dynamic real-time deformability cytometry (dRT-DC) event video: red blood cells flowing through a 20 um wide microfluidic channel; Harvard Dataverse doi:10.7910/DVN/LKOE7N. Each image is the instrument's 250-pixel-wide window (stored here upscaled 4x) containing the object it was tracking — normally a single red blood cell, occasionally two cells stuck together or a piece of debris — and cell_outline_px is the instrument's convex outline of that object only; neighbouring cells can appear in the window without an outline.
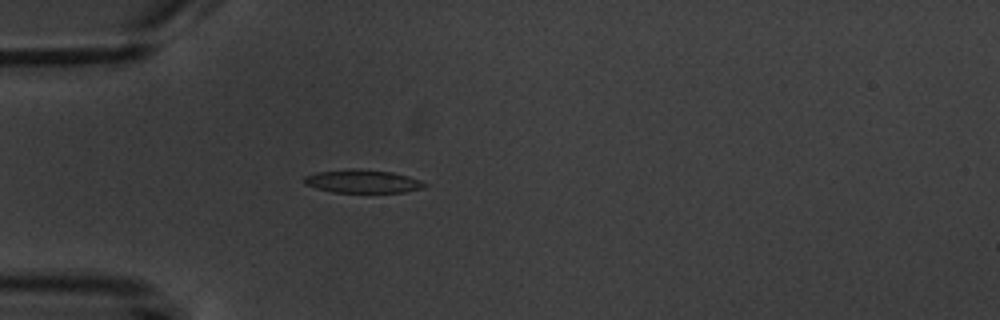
{"species": "common noctule bat (a hibernating species)", "species_latin": "Nyctalus noctula", "temperature_condition": "warm", "stored_images_in_passage": 3, "camera_frame_rate_fps": 3000, "um_per_image_px": 0.085, "animal": {"sex": "male", "body_mass_g": 20.1, "forearm_length_mm": 53.5}, "frame": {"image": 1, "passage_image": 3, "time_ms": 2.667, "image_size_px": [1000, 320], "cell_outline_px": [[428, 184], [424, 188], [404, 192], [332, 192], [316, 188], [304, 184], [300, 180], [304, 176], [316, 172], [352, 168], [360, 168], [392, 172], [408, 176], [420, 180]], "centroid_in_image_um": [30.78, 15.4], "position_along_channel_um": 54.2, "area_um2": 16.53}}